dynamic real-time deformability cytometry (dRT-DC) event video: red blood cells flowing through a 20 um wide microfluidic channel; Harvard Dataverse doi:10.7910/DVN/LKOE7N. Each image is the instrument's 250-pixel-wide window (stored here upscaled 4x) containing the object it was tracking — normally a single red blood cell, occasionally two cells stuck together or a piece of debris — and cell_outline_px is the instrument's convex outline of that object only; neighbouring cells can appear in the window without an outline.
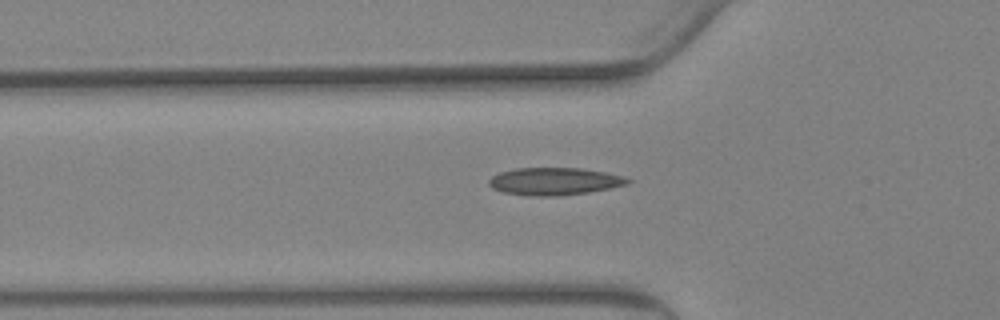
{"species": "Egyptian fruit bat (a non-hibernating species)", "species_latin": "Rousettus aegyptiacus", "temperature_condition": "warm", "stored_images_in_passage": 62, "camera_frame_rate_fps": 3000, "um_per_image_px": 0.085, "animal": {"sex": "female"}, "frame": {"image": 1, "passage_image": 22, "time_ms": 7.0, "image_size_px": [1000, 320], "cell_outline_px": [[632, 180], [628, 184], [588, 192], [560, 196], [528, 196], [504, 192], [492, 188], [488, 184], [488, 180], [492, 176], [500, 172], [516, 168], [580, 168], [604, 172], [620, 176]], "centroid_in_image_um": [47.07, 15.42], "position_along_channel_um": 78.7, "area_um2": 22.08}}
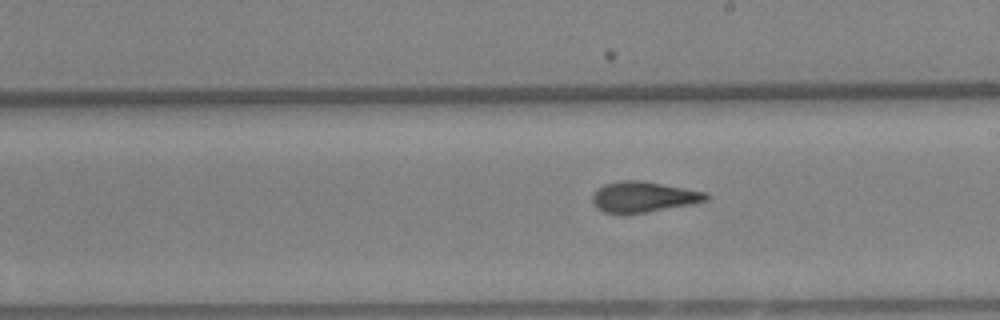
{"frame": {"image": 2, "passage_image": 36, "time_ms": 11.667, "image_size_px": [1000, 320], "cell_outline_px": [[712, 196], [708, 200], [692, 204], [648, 212], [604, 212], [596, 208], [592, 200], [592, 196], [604, 184], [620, 180], [640, 180], [708, 192]], "centroid_in_image_um": [54.76, 16.72], "position_along_channel_um": 234.2, "area_um2": 20.11}}
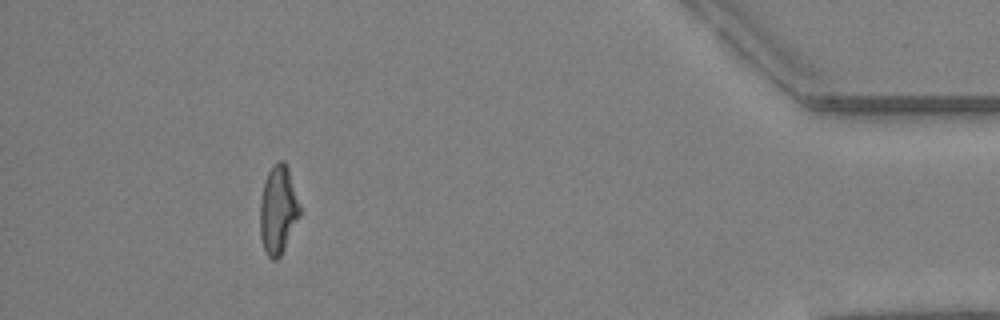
{"frame": {"image": 3, "passage_image": 57, "time_ms": 18.667, "image_size_px": [1000, 320], "cell_outline_px": [[300, 216], [280, 256], [276, 260], [272, 260], [268, 256], [264, 248], [260, 236], [260, 200], [264, 180], [268, 172], [280, 160], [284, 160], [288, 168], [300, 208]], "centroid_in_image_um": [23.62, 17.85], "position_along_channel_um": 411.6, "area_um2": 20.17}, "authors_computed_cell_mechanics": {"area_um2": 20.4034, "velocity_mm_per_s": 3.3396, "shape_relaxation_time_tau1_ms": null, "shape_relaxation_time_tau2_ms": 1.7701, "deformation_change_tau1": null, "deformation_change_tau2": 0.0875}}